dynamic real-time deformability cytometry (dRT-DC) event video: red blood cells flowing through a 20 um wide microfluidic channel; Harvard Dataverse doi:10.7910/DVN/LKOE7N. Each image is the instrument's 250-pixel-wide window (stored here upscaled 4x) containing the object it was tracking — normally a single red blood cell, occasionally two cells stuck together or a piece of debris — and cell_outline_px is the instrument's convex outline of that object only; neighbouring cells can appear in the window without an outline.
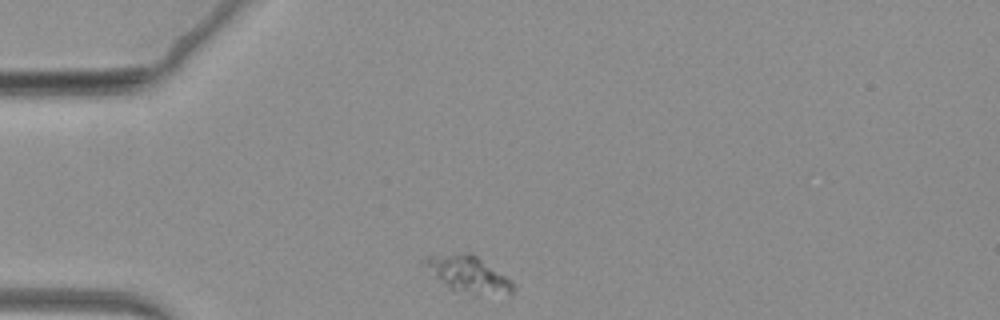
{"species": "common noctule bat (a hibernating species)", "species_latin": "Nyctalus noctula", "temperature_condition": "warm", "stored_images_in_passage": 27, "camera_frame_rate_fps": 3000, "um_per_image_px": 0.085, "animal": {"sex": "female", "body_mass_g": 19.3, "forearm_length_mm": 54.1}, "frame": {"image": 1, "passage_image": 1, "time_ms": 0.0, "image_size_px": [1000, 320], "cell_outline_px": [[516, 288], [512, 292], [464, 300], [448, 288], [420, 264], [416, 260], [424, 256], [460, 252], [472, 252], [512, 280]], "centroid_in_image_um": [39.73, 23.37], "position_along_channel_um": 45.3, "area_um2": 20.52}}
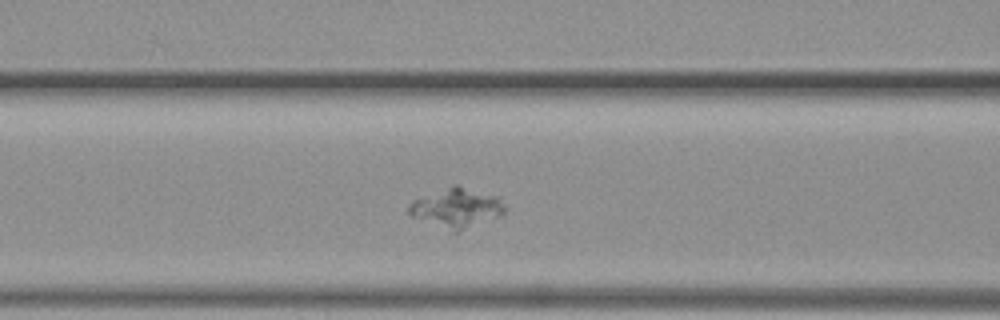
{"frame": {"image": 2, "passage_image": 12, "time_ms": 3.667, "image_size_px": [1000, 320], "cell_outline_px": [[504, 212], [500, 216], [456, 232], [452, 232], [412, 216], [408, 212], [408, 204], [412, 200], [456, 184], [496, 196], [504, 204]], "centroid_in_image_um": [38.79, 17.67], "position_along_channel_um": 127.8, "area_um2": 21.68}}
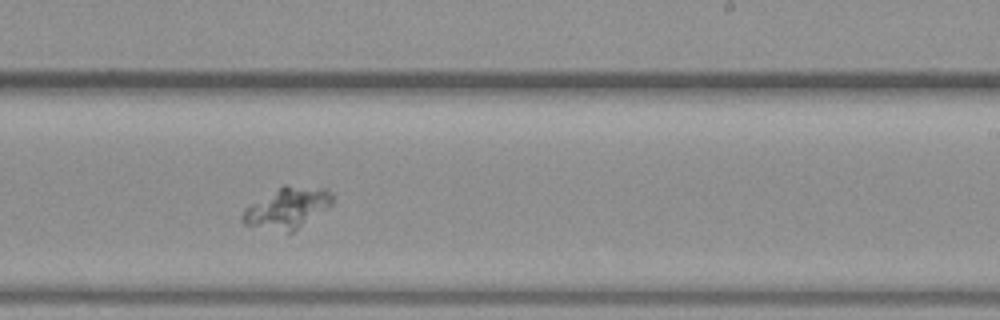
{"frame": {"image": 3, "passage_image": 26, "time_ms": 8.333, "image_size_px": [1000, 320], "cell_outline_px": [[336, 196], [332, 204], [328, 208], [292, 232], [288, 232], [244, 224], [240, 220], [240, 216], [244, 208], [284, 184], [324, 188], [332, 192]], "centroid_in_image_um": [24.45, 17.65], "position_along_channel_um": 264.6, "area_um2": 21.44}}